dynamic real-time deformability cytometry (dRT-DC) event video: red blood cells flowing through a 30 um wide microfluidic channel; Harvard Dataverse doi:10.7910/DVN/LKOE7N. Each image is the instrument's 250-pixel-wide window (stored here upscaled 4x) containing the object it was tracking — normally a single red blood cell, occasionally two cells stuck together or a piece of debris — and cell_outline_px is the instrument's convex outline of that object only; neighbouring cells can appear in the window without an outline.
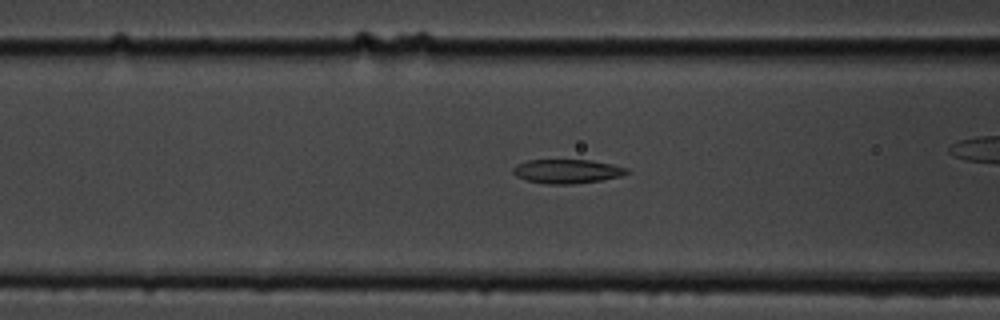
{"species": "common noctule bat (a hibernating species)", "species_latin": "Nyctalus noctula", "temperature_condition": "cold", "stored_images_in_passage": 52, "camera_frame_rate_fps": 3000, "um_per_image_px": 0.085, "animal": {"sex": "male", "body_mass_g": 19.5, "forearm_length_mm": 54.6}, "frame": {"image": 1, "passage_image": 18, "time_ms": 5.667, "image_size_px": [1000, 320], "cell_outline_px": [[632, 172], [620, 176], [600, 180], [572, 184], [548, 184], [528, 180], [516, 176], [512, 172], [512, 168], [516, 164], [528, 160], [592, 160], [612, 164], [628, 168]], "centroid_in_image_um": [48.22, 14.55], "position_along_channel_um": 118.4, "area_um2": 15.95}}
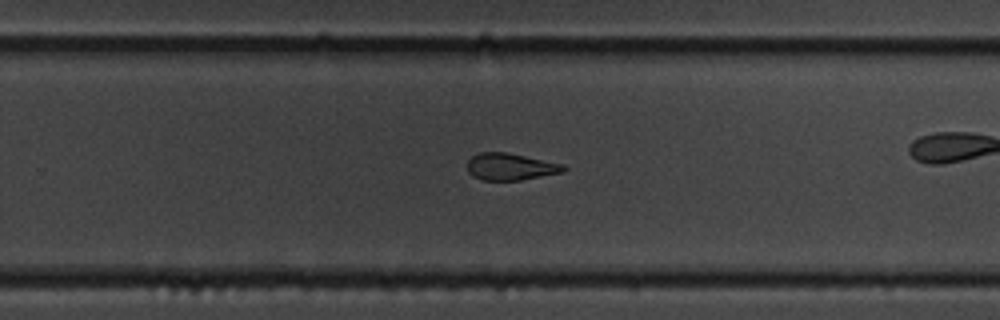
{"frame": {"image": 2, "passage_image": 32, "time_ms": 10.333, "image_size_px": [1000, 320], "cell_outline_px": [[568, 168], [564, 172], [520, 180], [484, 180], [472, 176], [468, 172], [468, 160], [472, 156], [480, 152], [508, 152], [564, 164]], "centroid_in_image_um": [43.41, 14.16], "position_along_channel_um": 286.4, "area_um2": 15.2}}
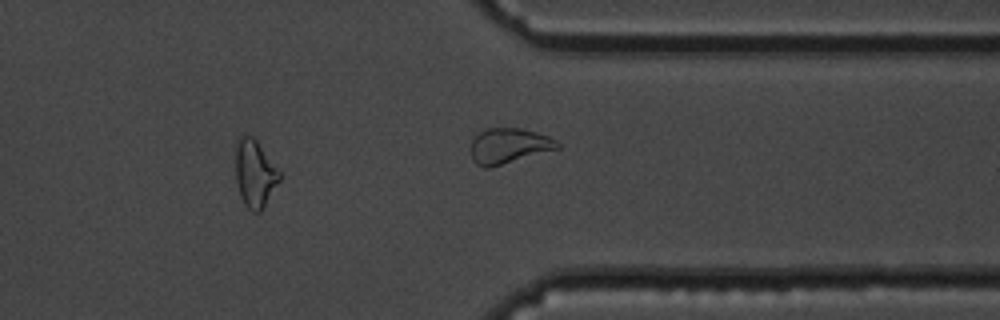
{"frame": {"image": 3, "passage_image": 42, "time_ms": 13.667, "image_size_px": [1000, 320], "cell_outline_px": [[280, 180], [260, 212], [252, 212], [244, 204], [240, 196], [236, 180], [236, 144], [240, 136], [252, 136], [256, 140], [280, 172]], "centroid_in_image_um": [21.65, 14.77], "position_along_channel_um": 389.8, "area_um2": 16.94}, "authors_computed_cell_mechanics": {"area_um2": 16.7909, "velocity_mm_per_s": 3.608, "shape_relaxation_time_tau1_ms": 4.6202, "shape_relaxation_time_tau2_ms": 4.6615, "deformation_change_tau1": 0.122, "deformation_change_tau2": 0.1301}}